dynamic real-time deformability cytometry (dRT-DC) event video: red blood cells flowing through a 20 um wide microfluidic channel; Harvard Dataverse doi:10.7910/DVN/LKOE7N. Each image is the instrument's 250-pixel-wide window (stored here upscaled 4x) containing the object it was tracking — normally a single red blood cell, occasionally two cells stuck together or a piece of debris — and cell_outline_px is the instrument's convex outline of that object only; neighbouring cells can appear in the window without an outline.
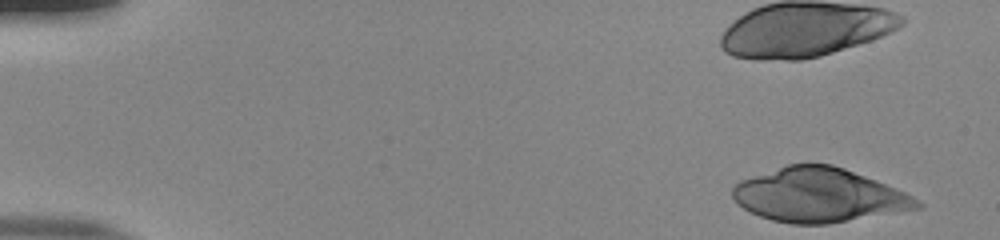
{"species": "human", "species_latin": "Homo sapiens", "temperature_condition": "room temperature", "stored_images_in_passage": 18, "camera_frame_rate_fps": 3000, "um_per_image_px": 0.085, "donor": {"sex": "male"}, "frame": {"image": 1, "passage_image": 1, "time_ms": 0.0, "image_size_px": [1000, 240], "cell_outline_px": [[924, 204], [920, 208], [828, 224], [792, 224], [772, 220], [760, 216], [744, 208], [732, 196], [732, 188], [740, 180], [788, 164], [832, 164], [844, 168], [876, 180], [904, 192], [912, 196]], "centroid_in_image_um": [69.6, 16.59], "position_along_channel_um": 15.4, "area_um2": 57.57}}